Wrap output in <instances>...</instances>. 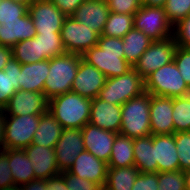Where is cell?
<instances>
[{"label": "cell", "mask_w": 190, "mask_h": 190, "mask_svg": "<svg viewBox=\"0 0 190 190\" xmlns=\"http://www.w3.org/2000/svg\"><path fill=\"white\" fill-rule=\"evenodd\" d=\"M122 38L99 35L97 45L83 55V60L95 66L106 78L125 74L132 66L124 58Z\"/></svg>", "instance_id": "6da1fadb"}, {"label": "cell", "mask_w": 190, "mask_h": 190, "mask_svg": "<svg viewBox=\"0 0 190 190\" xmlns=\"http://www.w3.org/2000/svg\"><path fill=\"white\" fill-rule=\"evenodd\" d=\"M91 104V99L70 91L50 99L48 111L63 129H82L89 123Z\"/></svg>", "instance_id": "7a4b0ae2"}, {"label": "cell", "mask_w": 190, "mask_h": 190, "mask_svg": "<svg viewBox=\"0 0 190 190\" xmlns=\"http://www.w3.org/2000/svg\"><path fill=\"white\" fill-rule=\"evenodd\" d=\"M82 59V55L77 53H65L49 59V74L43 88L48 100L71 91Z\"/></svg>", "instance_id": "3957f363"}, {"label": "cell", "mask_w": 190, "mask_h": 190, "mask_svg": "<svg viewBox=\"0 0 190 190\" xmlns=\"http://www.w3.org/2000/svg\"><path fill=\"white\" fill-rule=\"evenodd\" d=\"M122 121L120 133L135 139L151 134L150 129V93L132 98L121 106Z\"/></svg>", "instance_id": "277c9868"}, {"label": "cell", "mask_w": 190, "mask_h": 190, "mask_svg": "<svg viewBox=\"0 0 190 190\" xmlns=\"http://www.w3.org/2000/svg\"><path fill=\"white\" fill-rule=\"evenodd\" d=\"M145 92L155 96L184 97L190 95L174 60L149 74L145 79Z\"/></svg>", "instance_id": "5b68a950"}, {"label": "cell", "mask_w": 190, "mask_h": 190, "mask_svg": "<svg viewBox=\"0 0 190 190\" xmlns=\"http://www.w3.org/2000/svg\"><path fill=\"white\" fill-rule=\"evenodd\" d=\"M145 92V81L132 67L125 74L107 78L98 98L111 104L122 106L132 98Z\"/></svg>", "instance_id": "8992f818"}, {"label": "cell", "mask_w": 190, "mask_h": 190, "mask_svg": "<svg viewBox=\"0 0 190 190\" xmlns=\"http://www.w3.org/2000/svg\"><path fill=\"white\" fill-rule=\"evenodd\" d=\"M134 28L144 32L153 41L173 37V25L164 8L142 5L134 14Z\"/></svg>", "instance_id": "52a82bcc"}, {"label": "cell", "mask_w": 190, "mask_h": 190, "mask_svg": "<svg viewBox=\"0 0 190 190\" xmlns=\"http://www.w3.org/2000/svg\"><path fill=\"white\" fill-rule=\"evenodd\" d=\"M40 115L6 116L4 149H25L33 142Z\"/></svg>", "instance_id": "ba28073f"}, {"label": "cell", "mask_w": 190, "mask_h": 190, "mask_svg": "<svg viewBox=\"0 0 190 190\" xmlns=\"http://www.w3.org/2000/svg\"><path fill=\"white\" fill-rule=\"evenodd\" d=\"M61 41L66 53L83 55L91 47L97 45L99 34L78 22L71 16H66L61 28Z\"/></svg>", "instance_id": "9c48e42d"}, {"label": "cell", "mask_w": 190, "mask_h": 190, "mask_svg": "<svg viewBox=\"0 0 190 190\" xmlns=\"http://www.w3.org/2000/svg\"><path fill=\"white\" fill-rule=\"evenodd\" d=\"M176 47L174 37L153 41L133 68L145 79L152 72L173 61Z\"/></svg>", "instance_id": "30bf717a"}, {"label": "cell", "mask_w": 190, "mask_h": 190, "mask_svg": "<svg viewBox=\"0 0 190 190\" xmlns=\"http://www.w3.org/2000/svg\"><path fill=\"white\" fill-rule=\"evenodd\" d=\"M28 13L33 19L36 34L61 32L66 16L50 0H35Z\"/></svg>", "instance_id": "8fae6325"}, {"label": "cell", "mask_w": 190, "mask_h": 190, "mask_svg": "<svg viewBox=\"0 0 190 190\" xmlns=\"http://www.w3.org/2000/svg\"><path fill=\"white\" fill-rule=\"evenodd\" d=\"M85 150L81 129H63L59 140L54 146L57 166L60 173L68 171L76 157Z\"/></svg>", "instance_id": "7c38bea8"}, {"label": "cell", "mask_w": 190, "mask_h": 190, "mask_svg": "<svg viewBox=\"0 0 190 190\" xmlns=\"http://www.w3.org/2000/svg\"><path fill=\"white\" fill-rule=\"evenodd\" d=\"M49 100L42 92L17 90L4 108L6 116L41 115L48 111Z\"/></svg>", "instance_id": "4fadbf2b"}, {"label": "cell", "mask_w": 190, "mask_h": 190, "mask_svg": "<svg viewBox=\"0 0 190 190\" xmlns=\"http://www.w3.org/2000/svg\"><path fill=\"white\" fill-rule=\"evenodd\" d=\"M106 79V76L95 66L88 64L82 59L78 66L71 91L93 100L98 97L100 90L105 85Z\"/></svg>", "instance_id": "5bb4252c"}, {"label": "cell", "mask_w": 190, "mask_h": 190, "mask_svg": "<svg viewBox=\"0 0 190 190\" xmlns=\"http://www.w3.org/2000/svg\"><path fill=\"white\" fill-rule=\"evenodd\" d=\"M81 132L85 150L98 159L108 163L112 152V146L118 133L100 129L91 123H87L81 129Z\"/></svg>", "instance_id": "9a60e30c"}, {"label": "cell", "mask_w": 190, "mask_h": 190, "mask_svg": "<svg viewBox=\"0 0 190 190\" xmlns=\"http://www.w3.org/2000/svg\"><path fill=\"white\" fill-rule=\"evenodd\" d=\"M173 98L150 94V129L152 135L174 134Z\"/></svg>", "instance_id": "2e32d148"}, {"label": "cell", "mask_w": 190, "mask_h": 190, "mask_svg": "<svg viewBox=\"0 0 190 190\" xmlns=\"http://www.w3.org/2000/svg\"><path fill=\"white\" fill-rule=\"evenodd\" d=\"M107 171L108 163L98 159L87 150L76 157L68 170L72 175L97 183L101 187L105 186Z\"/></svg>", "instance_id": "e0dca14e"}, {"label": "cell", "mask_w": 190, "mask_h": 190, "mask_svg": "<svg viewBox=\"0 0 190 190\" xmlns=\"http://www.w3.org/2000/svg\"><path fill=\"white\" fill-rule=\"evenodd\" d=\"M121 121L120 105L111 104L98 97L92 100L89 123L100 129L119 134Z\"/></svg>", "instance_id": "ac0fdd59"}, {"label": "cell", "mask_w": 190, "mask_h": 190, "mask_svg": "<svg viewBox=\"0 0 190 190\" xmlns=\"http://www.w3.org/2000/svg\"><path fill=\"white\" fill-rule=\"evenodd\" d=\"M34 170L35 179H49L60 174L54 148L30 144L25 149Z\"/></svg>", "instance_id": "d6986e66"}, {"label": "cell", "mask_w": 190, "mask_h": 190, "mask_svg": "<svg viewBox=\"0 0 190 190\" xmlns=\"http://www.w3.org/2000/svg\"><path fill=\"white\" fill-rule=\"evenodd\" d=\"M109 12L108 3L105 1L84 0L71 17L101 35Z\"/></svg>", "instance_id": "ffe728a7"}, {"label": "cell", "mask_w": 190, "mask_h": 190, "mask_svg": "<svg viewBox=\"0 0 190 190\" xmlns=\"http://www.w3.org/2000/svg\"><path fill=\"white\" fill-rule=\"evenodd\" d=\"M36 36L33 19L27 12L18 20L0 21V45L13 47L18 42Z\"/></svg>", "instance_id": "44dd1931"}, {"label": "cell", "mask_w": 190, "mask_h": 190, "mask_svg": "<svg viewBox=\"0 0 190 190\" xmlns=\"http://www.w3.org/2000/svg\"><path fill=\"white\" fill-rule=\"evenodd\" d=\"M154 163L158 172L180 170V164L175 144V133L170 135H153Z\"/></svg>", "instance_id": "7402d4cb"}, {"label": "cell", "mask_w": 190, "mask_h": 190, "mask_svg": "<svg viewBox=\"0 0 190 190\" xmlns=\"http://www.w3.org/2000/svg\"><path fill=\"white\" fill-rule=\"evenodd\" d=\"M49 74V59L21 64L19 90L42 92Z\"/></svg>", "instance_id": "603a6c76"}, {"label": "cell", "mask_w": 190, "mask_h": 190, "mask_svg": "<svg viewBox=\"0 0 190 190\" xmlns=\"http://www.w3.org/2000/svg\"><path fill=\"white\" fill-rule=\"evenodd\" d=\"M9 159L14 185L21 186L35 179L33 166L24 149H3Z\"/></svg>", "instance_id": "cb8c5ba5"}, {"label": "cell", "mask_w": 190, "mask_h": 190, "mask_svg": "<svg viewBox=\"0 0 190 190\" xmlns=\"http://www.w3.org/2000/svg\"><path fill=\"white\" fill-rule=\"evenodd\" d=\"M134 166L140 173H158L154 163L153 135L133 139Z\"/></svg>", "instance_id": "d4e9b609"}, {"label": "cell", "mask_w": 190, "mask_h": 190, "mask_svg": "<svg viewBox=\"0 0 190 190\" xmlns=\"http://www.w3.org/2000/svg\"><path fill=\"white\" fill-rule=\"evenodd\" d=\"M21 64L13 57L4 70L0 71V109H4L9 99L19 90Z\"/></svg>", "instance_id": "484cf974"}, {"label": "cell", "mask_w": 190, "mask_h": 190, "mask_svg": "<svg viewBox=\"0 0 190 190\" xmlns=\"http://www.w3.org/2000/svg\"><path fill=\"white\" fill-rule=\"evenodd\" d=\"M62 130L60 123L47 111L40 115L39 126L34 133L32 144L54 148Z\"/></svg>", "instance_id": "4316f807"}, {"label": "cell", "mask_w": 190, "mask_h": 190, "mask_svg": "<svg viewBox=\"0 0 190 190\" xmlns=\"http://www.w3.org/2000/svg\"><path fill=\"white\" fill-rule=\"evenodd\" d=\"M125 60L132 66L138 62L141 55L153 42L144 32L134 27L122 38Z\"/></svg>", "instance_id": "83f0119b"}, {"label": "cell", "mask_w": 190, "mask_h": 190, "mask_svg": "<svg viewBox=\"0 0 190 190\" xmlns=\"http://www.w3.org/2000/svg\"><path fill=\"white\" fill-rule=\"evenodd\" d=\"M134 166L133 139L118 134L112 146L108 167L121 168Z\"/></svg>", "instance_id": "f1b7e54d"}, {"label": "cell", "mask_w": 190, "mask_h": 190, "mask_svg": "<svg viewBox=\"0 0 190 190\" xmlns=\"http://www.w3.org/2000/svg\"><path fill=\"white\" fill-rule=\"evenodd\" d=\"M140 174L135 167H108L105 188L108 190H131Z\"/></svg>", "instance_id": "f546056e"}, {"label": "cell", "mask_w": 190, "mask_h": 190, "mask_svg": "<svg viewBox=\"0 0 190 190\" xmlns=\"http://www.w3.org/2000/svg\"><path fill=\"white\" fill-rule=\"evenodd\" d=\"M12 57L20 64L42 61L40 41L34 37L18 42L12 47Z\"/></svg>", "instance_id": "4dcf8cb0"}, {"label": "cell", "mask_w": 190, "mask_h": 190, "mask_svg": "<svg viewBox=\"0 0 190 190\" xmlns=\"http://www.w3.org/2000/svg\"><path fill=\"white\" fill-rule=\"evenodd\" d=\"M134 15L109 12L101 35L123 38L134 25Z\"/></svg>", "instance_id": "1f68e13d"}, {"label": "cell", "mask_w": 190, "mask_h": 190, "mask_svg": "<svg viewBox=\"0 0 190 190\" xmlns=\"http://www.w3.org/2000/svg\"><path fill=\"white\" fill-rule=\"evenodd\" d=\"M174 133L190 131V95L173 98Z\"/></svg>", "instance_id": "d6a6232c"}, {"label": "cell", "mask_w": 190, "mask_h": 190, "mask_svg": "<svg viewBox=\"0 0 190 190\" xmlns=\"http://www.w3.org/2000/svg\"><path fill=\"white\" fill-rule=\"evenodd\" d=\"M35 38L40 41L43 60L51 59L55 56L64 55L66 53L61 41L60 32L36 34Z\"/></svg>", "instance_id": "836d02e7"}, {"label": "cell", "mask_w": 190, "mask_h": 190, "mask_svg": "<svg viewBox=\"0 0 190 190\" xmlns=\"http://www.w3.org/2000/svg\"><path fill=\"white\" fill-rule=\"evenodd\" d=\"M158 190H188L187 172H158Z\"/></svg>", "instance_id": "e575fe53"}, {"label": "cell", "mask_w": 190, "mask_h": 190, "mask_svg": "<svg viewBox=\"0 0 190 190\" xmlns=\"http://www.w3.org/2000/svg\"><path fill=\"white\" fill-rule=\"evenodd\" d=\"M180 170L190 172V131L175 133Z\"/></svg>", "instance_id": "d590c367"}, {"label": "cell", "mask_w": 190, "mask_h": 190, "mask_svg": "<svg viewBox=\"0 0 190 190\" xmlns=\"http://www.w3.org/2000/svg\"><path fill=\"white\" fill-rule=\"evenodd\" d=\"M164 10L174 26L190 14V0H167Z\"/></svg>", "instance_id": "8d00e7d4"}, {"label": "cell", "mask_w": 190, "mask_h": 190, "mask_svg": "<svg viewBox=\"0 0 190 190\" xmlns=\"http://www.w3.org/2000/svg\"><path fill=\"white\" fill-rule=\"evenodd\" d=\"M28 12V8L11 0L0 1V21L18 20Z\"/></svg>", "instance_id": "74e56055"}, {"label": "cell", "mask_w": 190, "mask_h": 190, "mask_svg": "<svg viewBox=\"0 0 190 190\" xmlns=\"http://www.w3.org/2000/svg\"><path fill=\"white\" fill-rule=\"evenodd\" d=\"M173 60L177 65L185 83L190 88V49L177 45Z\"/></svg>", "instance_id": "f35d334b"}, {"label": "cell", "mask_w": 190, "mask_h": 190, "mask_svg": "<svg viewBox=\"0 0 190 190\" xmlns=\"http://www.w3.org/2000/svg\"><path fill=\"white\" fill-rule=\"evenodd\" d=\"M173 37L178 46L190 49V14L173 26Z\"/></svg>", "instance_id": "ab89813d"}, {"label": "cell", "mask_w": 190, "mask_h": 190, "mask_svg": "<svg viewBox=\"0 0 190 190\" xmlns=\"http://www.w3.org/2000/svg\"><path fill=\"white\" fill-rule=\"evenodd\" d=\"M109 10L113 13L134 15L142 6V0H108Z\"/></svg>", "instance_id": "60d3db41"}, {"label": "cell", "mask_w": 190, "mask_h": 190, "mask_svg": "<svg viewBox=\"0 0 190 190\" xmlns=\"http://www.w3.org/2000/svg\"><path fill=\"white\" fill-rule=\"evenodd\" d=\"M66 182L68 190H100L101 186L97 183L89 181L87 179L79 178L75 175H72L68 171L61 173Z\"/></svg>", "instance_id": "b9f144b4"}, {"label": "cell", "mask_w": 190, "mask_h": 190, "mask_svg": "<svg viewBox=\"0 0 190 190\" xmlns=\"http://www.w3.org/2000/svg\"><path fill=\"white\" fill-rule=\"evenodd\" d=\"M131 190H158V173H140Z\"/></svg>", "instance_id": "7bdbcfd3"}, {"label": "cell", "mask_w": 190, "mask_h": 190, "mask_svg": "<svg viewBox=\"0 0 190 190\" xmlns=\"http://www.w3.org/2000/svg\"><path fill=\"white\" fill-rule=\"evenodd\" d=\"M14 185L8 156L0 151V189Z\"/></svg>", "instance_id": "ee69618b"}, {"label": "cell", "mask_w": 190, "mask_h": 190, "mask_svg": "<svg viewBox=\"0 0 190 190\" xmlns=\"http://www.w3.org/2000/svg\"><path fill=\"white\" fill-rule=\"evenodd\" d=\"M65 16H71L84 0H50Z\"/></svg>", "instance_id": "f6af8a7d"}, {"label": "cell", "mask_w": 190, "mask_h": 190, "mask_svg": "<svg viewBox=\"0 0 190 190\" xmlns=\"http://www.w3.org/2000/svg\"><path fill=\"white\" fill-rule=\"evenodd\" d=\"M47 190H68L64 176L60 173L59 175L46 179Z\"/></svg>", "instance_id": "bcb514c9"}, {"label": "cell", "mask_w": 190, "mask_h": 190, "mask_svg": "<svg viewBox=\"0 0 190 190\" xmlns=\"http://www.w3.org/2000/svg\"><path fill=\"white\" fill-rule=\"evenodd\" d=\"M20 190H47L46 180L33 179L29 183L21 185Z\"/></svg>", "instance_id": "7dc6e473"}, {"label": "cell", "mask_w": 190, "mask_h": 190, "mask_svg": "<svg viewBox=\"0 0 190 190\" xmlns=\"http://www.w3.org/2000/svg\"><path fill=\"white\" fill-rule=\"evenodd\" d=\"M10 58H12V48L0 45V71L4 70Z\"/></svg>", "instance_id": "c3c4849f"}, {"label": "cell", "mask_w": 190, "mask_h": 190, "mask_svg": "<svg viewBox=\"0 0 190 190\" xmlns=\"http://www.w3.org/2000/svg\"><path fill=\"white\" fill-rule=\"evenodd\" d=\"M6 114L4 109H0V151L4 149V129Z\"/></svg>", "instance_id": "681fc988"}, {"label": "cell", "mask_w": 190, "mask_h": 190, "mask_svg": "<svg viewBox=\"0 0 190 190\" xmlns=\"http://www.w3.org/2000/svg\"><path fill=\"white\" fill-rule=\"evenodd\" d=\"M167 0H142V5L164 8Z\"/></svg>", "instance_id": "f907efd6"}, {"label": "cell", "mask_w": 190, "mask_h": 190, "mask_svg": "<svg viewBox=\"0 0 190 190\" xmlns=\"http://www.w3.org/2000/svg\"><path fill=\"white\" fill-rule=\"evenodd\" d=\"M11 1L22 4L28 8L35 0H11Z\"/></svg>", "instance_id": "816d5d0a"}, {"label": "cell", "mask_w": 190, "mask_h": 190, "mask_svg": "<svg viewBox=\"0 0 190 190\" xmlns=\"http://www.w3.org/2000/svg\"><path fill=\"white\" fill-rule=\"evenodd\" d=\"M0 190H20V186L12 185V186H9V187L2 188Z\"/></svg>", "instance_id": "f5cc1de1"}, {"label": "cell", "mask_w": 190, "mask_h": 190, "mask_svg": "<svg viewBox=\"0 0 190 190\" xmlns=\"http://www.w3.org/2000/svg\"><path fill=\"white\" fill-rule=\"evenodd\" d=\"M188 176V190H190V172H187Z\"/></svg>", "instance_id": "db71d44e"}, {"label": "cell", "mask_w": 190, "mask_h": 190, "mask_svg": "<svg viewBox=\"0 0 190 190\" xmlns=\"http://www.w3.org/2000/svg\"><path fill=\"white\" fill-rule=\"evenodd\" d=\"M100 190H108V189L103 186V187H101Z\"/></svg>", "instance_id": "11a10c76"}]
</instances>
